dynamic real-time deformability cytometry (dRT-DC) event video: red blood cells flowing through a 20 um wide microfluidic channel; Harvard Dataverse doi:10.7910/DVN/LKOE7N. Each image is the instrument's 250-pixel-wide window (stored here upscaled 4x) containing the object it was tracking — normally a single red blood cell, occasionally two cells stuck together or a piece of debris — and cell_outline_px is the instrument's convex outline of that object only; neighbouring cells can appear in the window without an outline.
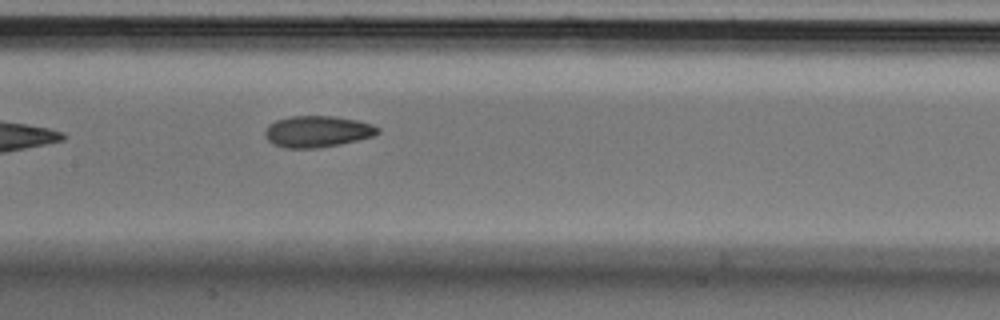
{"species": "Egyptian fruit bat (a non-hibernating species)", "species_latin": "Rousettus aegyptiacus", "temperature_condition": "cold", "stored_images_in_passage": 6, "segment_of_instrument_passage": [1, 2], "camera_frame_rate_fps": 3000, "um_per_image_px": 0.085, "animal": {"sex": "male"}, "frame": {"image": 1, "passage_image": 5, "time_ms": 1.333, "image_size_px": [1000, 320], "cell_outline_px": [[380, 132], [372, 136], [340, 144], [316, 148], [284, 148], [272, 144], [264, 136], [264, 132], [268, 124], [276, 120], [292, 116], [332, 116], [356, 120], [372, 124], [380, 128]], "centroid_in_image_um": [26.93, 11.18], "position_along_channel_um": 180.5, "area_um2": 20.63}}